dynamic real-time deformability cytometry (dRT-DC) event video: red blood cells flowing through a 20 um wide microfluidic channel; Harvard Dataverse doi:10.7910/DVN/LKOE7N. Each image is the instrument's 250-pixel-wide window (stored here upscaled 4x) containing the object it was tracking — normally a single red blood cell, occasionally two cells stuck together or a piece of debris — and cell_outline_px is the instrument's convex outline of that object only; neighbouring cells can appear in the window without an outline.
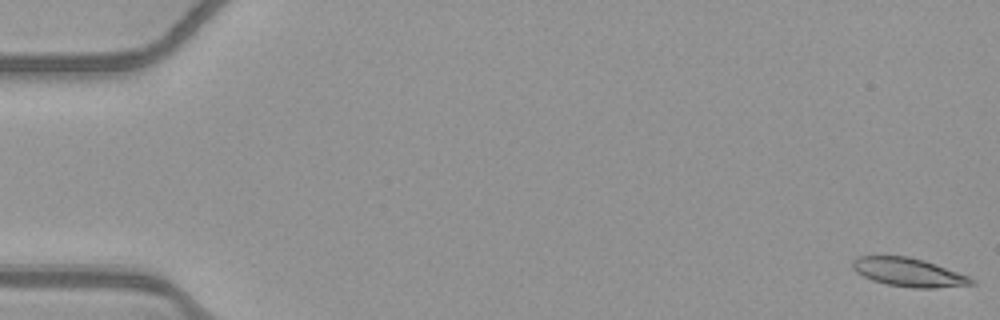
{"species": "common noctule bat (a hibernating species)", "species_latin": "Nyctalus noctula", "temperature_condition": "warm", "stored_images_in_passage": 53, "camera_frame_rate_fps": 3000, "um_per_image_px": 0.085, "animal": {"sex": "female", "body_mass_g": 21.9}, "frame": {"image": 1, "passage_image": 1, "time_ms": 0.0, "image_size_px": [1000, 320], "cell_outline_px": [[976, 284], [936, 288], [912, 288], [888, 284], [872, 280], [856, 272], [852, 268], [852, 260], [856, 256], [908, 256], [924, 260], [936, 264], [968, 276], [976, 280]], "centroid_in_image_um": [77.23, 23.14], "position_along_channel_um": 7.8, "area_um2": 19.83}}
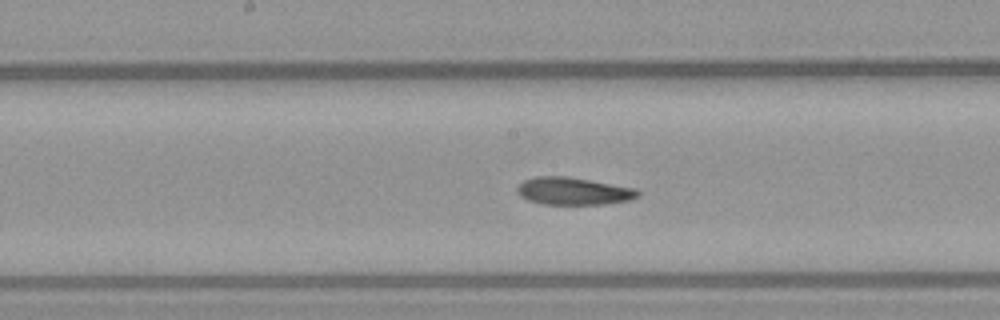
{"frame": {"image": 2, "passage_image": 28, "time_ms": 9.0, "image_size_px": [1000, 320], "cell_outline_px": [[640, 196], [628, 200], [604, 204], [540, 204], [528, 200], [520, 196], [516, 192], [516, 188], [524, 180], [532, 176], [568, 176], [636, 188], [640, 192]], "centroid_in_image_um": [48.71, 16.24], "position_along_channel_um": 199.5, "area_um2": 19.48}}
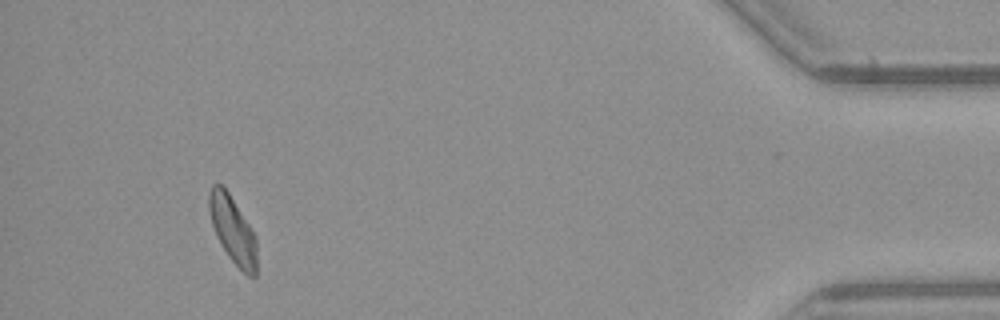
{"frame": {"image": 3, "passage_image": 50, "time_ms": 16.333, "image_size_px": [1000, 320], "cell_outline_px": [[256, 276], [248, 276], [228, 256], [216, 236], [212, 224], [208, 208], [208, 196], [212, 184], [220, 184], [228, 192], [256, 236]], "centroid_in_image_um": [19.77, 19.53], "position_along_channel_um": 415.4, "area_um2": 18.32}, "authors_computed_cell_mechanics": {"area_um2": 19.652, "velocity_mm_per_s": 3.8828, "shape_relaxation_time_tau1_ms": 5.7445, "shape_relaxation_time_tau2_ms": 3.1152, "deformation_change_tau1": 0.1658, "deformation_change_tau2": 0.1074}}